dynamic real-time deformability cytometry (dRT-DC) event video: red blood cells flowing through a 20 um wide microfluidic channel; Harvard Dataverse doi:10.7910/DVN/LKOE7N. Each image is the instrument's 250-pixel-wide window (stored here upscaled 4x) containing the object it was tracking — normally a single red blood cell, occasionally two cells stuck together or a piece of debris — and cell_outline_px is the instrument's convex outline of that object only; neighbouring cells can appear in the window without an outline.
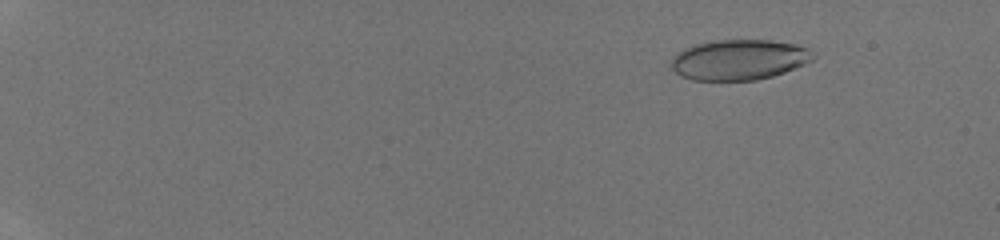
{"species": "human", "species_latin": "Homo sapiens", "temperature_condition": "room temperature", "stored_images_in_passage": 48, "camera_frame_rate_fps": 3000, "um_per_image_px": 0.085, "donor": {"sex": "male"}, "frame": {"image": 1, "passage_image": 7, "time_ms": 2.0, "image_size_px": [1000, 240], "cell_outline_px": [[816, 56], [812, 60], [804, 64], [784, 72], [772, 76], [756, 80], [692, 80], [680, 76], [672, 68], [672, 56], [676, 52], [684, 48], [696, 44], [716, 40], [772, 40], [796, 44], [808, 48]], "centroid_in_image_um": [62.81, 5.07], "position_along_channel_um": 22.2, "area_um2": 33.47}}
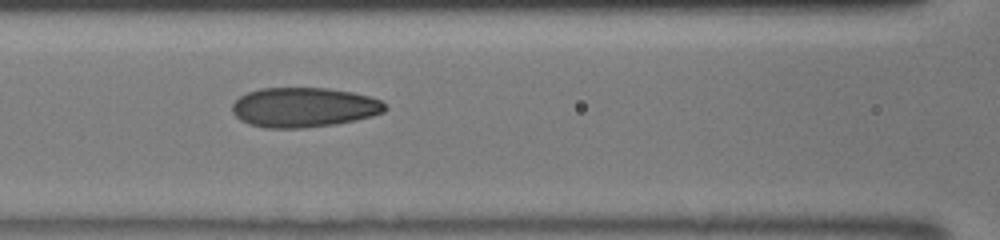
{"frame": {"image": 2, "passage_image": 25, "time_ms": 8.0, "image_size_px": [1000, 240], "cell_outline_px": [[388, 108], [384, 112], [372, 116], [356, 120], [336, 124], [300, 128], [264, 128], [248, 124], [240, 120], [232, 112], [232, 104], [240, 96], [248, 92], [260, 88], [328, 88], [352, 92], [368, 96], [380, 100]], "centroid_in_image_um": [25.81, 9.13], "position_along_channel_um": 140.8, "area_um2": 35.49}}
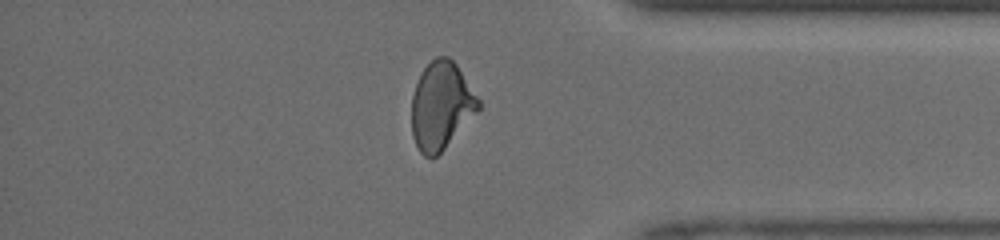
{"frame": {"image": 3, "passage_image": 42, "time_ms": 13.667, "image_size_px": [1000, 240], "cell_outline_px": [[480, 108], [444, 148], [432, 160], [424, 156], [420, 152], [412, 136], [412, 96], [416, 84], [424, 68], [436, 56], [448, 56], [456, 64], [480, 100]], "centroid_in_image_um": [37.48, 8.99], "position_along_channel_um": 397.7, "area_um2": 33.64}}